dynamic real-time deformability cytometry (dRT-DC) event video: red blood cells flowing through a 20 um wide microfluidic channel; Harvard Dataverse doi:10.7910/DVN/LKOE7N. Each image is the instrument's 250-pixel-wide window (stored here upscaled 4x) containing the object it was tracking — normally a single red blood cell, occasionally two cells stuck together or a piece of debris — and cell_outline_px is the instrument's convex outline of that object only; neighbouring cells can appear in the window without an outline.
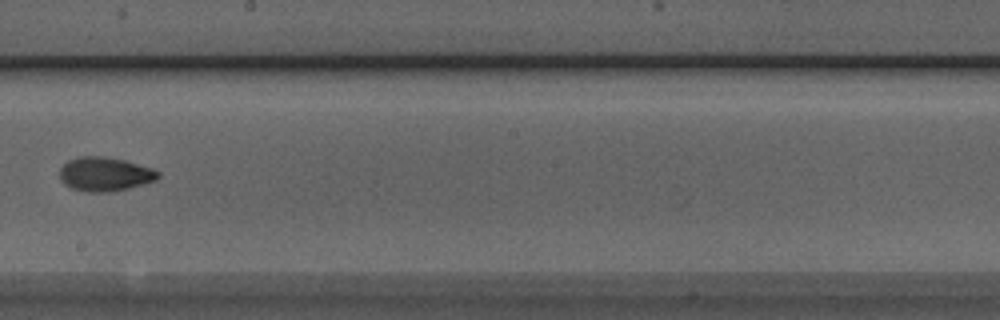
{"species": "Egyptian fruit bat (a non-hibernating species)", "species_latin": "Rousettus aegyptiacus", "temperature_condition": "room temperature", "stored_images_in_passage": 8, "camera_frame_rate_fps": 3000, "um_per_image_px": 0.085, "animal": {"sex": "male"}, "frame": {"image": 1, "passage_image": 8, "time_ms": 2.333, "image_size_px": [1000, 320], "cell_outline_px": [[160, 176], [156, 180], [144, 184], [128, 188], [108, 192], [88, 192], [72, 188], [64, 184], [60, 180], [60, 168], [68, 160], [80, 156], [104, 156], [124, 160], [152, 168], [160, 172]], "centroid_in_image_um": [8.91, 14.8], "position_along_channel_um": 239.3, "area_um2": 19.54}}